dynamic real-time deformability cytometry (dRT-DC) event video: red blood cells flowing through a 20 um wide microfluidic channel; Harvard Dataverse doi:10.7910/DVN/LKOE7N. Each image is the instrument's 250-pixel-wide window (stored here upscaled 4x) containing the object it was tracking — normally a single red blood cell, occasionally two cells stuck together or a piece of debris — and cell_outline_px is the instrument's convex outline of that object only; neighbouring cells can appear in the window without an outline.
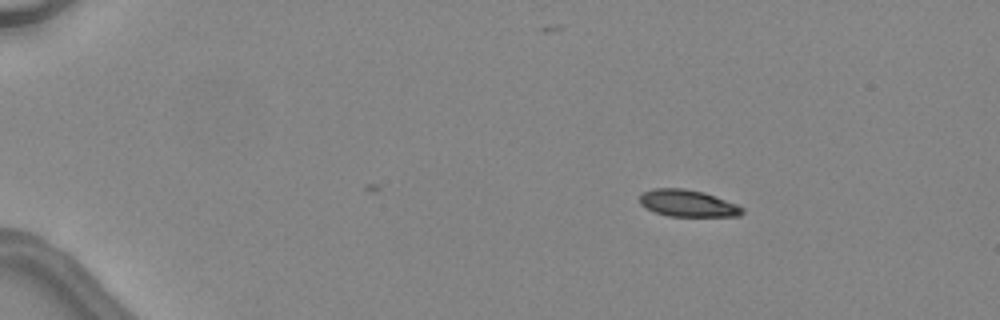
{"species": "common noctule bat (a hibernating species)", "species_latin": "Nyctalus noctula", "temperature_condition": "warm", "stored_images_in_passage": 12, "camera_frame_rate_fps": 3000, "um_per_image_px": 0.085, "animal": {"sex": "female", "body_mass_g": 24.6, "forearm_length_mm": 56.2}, "frame": {"image": 1, "passage_image": 1, "time_ms": 0.0, "image_size_px": [1000, 320], "cell_outline_px": [[744, 212], [740, 216], [668, 216], [644, 208], [640, 204], [640, 196], [644, 192], [652, 188], [684, 188], [704, 192], [736, 204], [744, 208]], "centroid_in_image_um": [58.45, 17.28], "position_along_channel_um": 26.6, "area_um2": 16.07}}
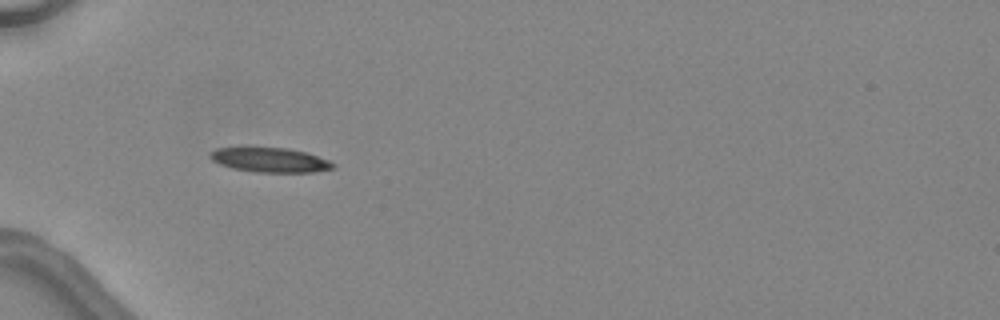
{"frame": {"image": 2, "passage_image": 10, "time_ms": 3.0, "image_size_px": [1000, 320], "cell_outline_px": [[336, 168], [312, 172], [252, 172], [232, 168], [220, 164], [212, 160], [208, 156], [216, 148], [288, 148], [304, 152], [328, 160], [336, 164]], "centroid_in_image_um": [22.96, 13.61], "position_along_channel_um": 62.0, "area_um2": 17.4}}